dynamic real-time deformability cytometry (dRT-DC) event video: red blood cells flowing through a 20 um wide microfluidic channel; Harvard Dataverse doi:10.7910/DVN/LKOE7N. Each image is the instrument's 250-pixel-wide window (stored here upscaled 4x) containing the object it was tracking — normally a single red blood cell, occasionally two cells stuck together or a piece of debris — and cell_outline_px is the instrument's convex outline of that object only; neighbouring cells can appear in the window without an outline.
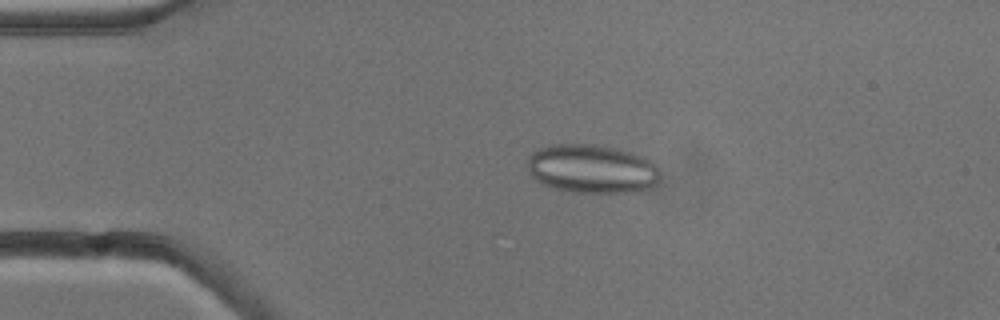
{"species": "common noctule bat (a hibernating species)", "species_latin": "Nyctalus noctula", "temperature_condition": "cold", "stored_images_in_passage": 4, "camera_frame_rate_fps": 3000, "um_per_image_px": 0.085, "animal": {"sex": "male", "body_mass_g": 13.3}, "frame": {"image": 1, "passage_image": 3, "time_ms": 2.333, "image_size_px": [1000, 320], "cell_outline_px": [[660, 176], [652, 188], [636, 192], [568, 192], [552, 188], [540, 184], [528, 172], [528, 156], [532, 152], [540, 148], [552, 144], [592, 144], [616, 148], [644, 156], [652, 160], [656, 164], [660, 172]], "centroid_in_image_um": [50.31, 14.36], "position_along_channel_um": 34.7, "area_um2": 38.21}}